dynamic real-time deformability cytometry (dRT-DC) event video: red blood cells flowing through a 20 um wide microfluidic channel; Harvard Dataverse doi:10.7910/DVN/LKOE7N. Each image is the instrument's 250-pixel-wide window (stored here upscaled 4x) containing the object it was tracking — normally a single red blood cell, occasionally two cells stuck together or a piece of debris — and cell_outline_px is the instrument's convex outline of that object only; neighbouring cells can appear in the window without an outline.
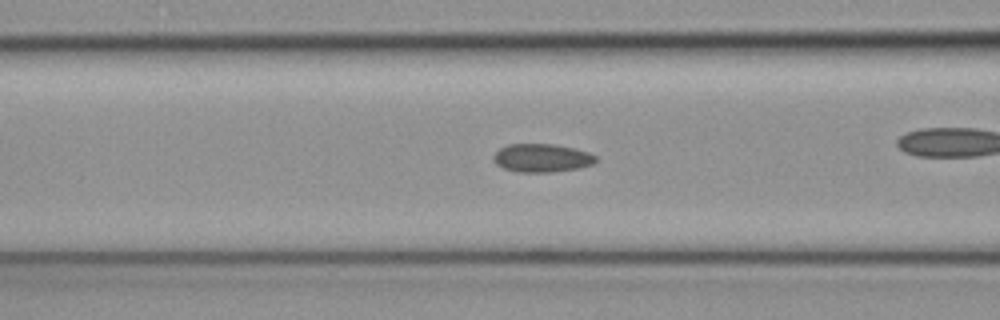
{"species": "common noctule bat (a hibernating species)", "species_latin": "Nyctalus noctula", "temperature_condition": "cold", "stored_images_in_passage": 24, "camera_frame_rate_fps": 3000, "um_per_image_px": 0.085, "animal": {"sex": "female", "body_mass_g": 19.3, "forearm_length_mm": 54.1}, "frame": {"image": 1, "passage_image": 4, "time_ms": 1.0, "image_size_px": [1000, 320], "cell_outline_px": [[596, 160], [592, 164], [580, 168], [552, 172], [516, 172], [504, 168], [496, 164], [492, 160], [492, 156], [500, 148], [508, 144], [552, 144], [572, 148], [588, 152], [596, 156]], "centroid_in_image_um": [46.02, 13.43], "position_along_channel_um": 120.6, "area_um2": 16.88}}